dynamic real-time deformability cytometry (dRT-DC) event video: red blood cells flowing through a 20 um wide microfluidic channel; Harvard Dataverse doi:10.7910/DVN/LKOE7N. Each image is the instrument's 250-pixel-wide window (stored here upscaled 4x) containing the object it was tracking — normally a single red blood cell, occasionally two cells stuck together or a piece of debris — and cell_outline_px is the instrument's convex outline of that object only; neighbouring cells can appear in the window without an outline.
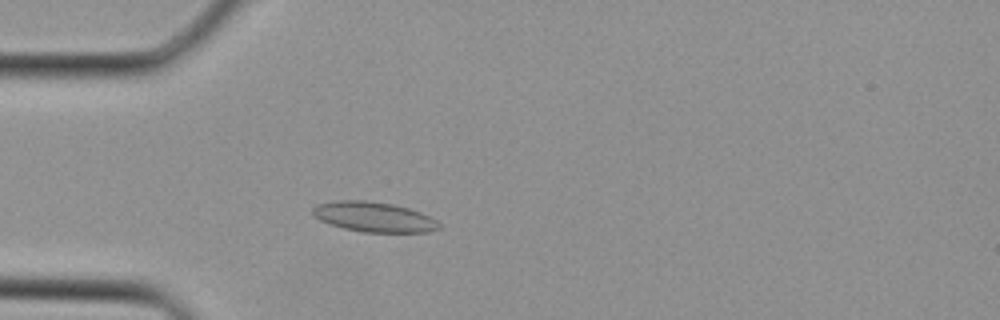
{"species": "Egyptian fruit bat (a non-hibernating species)", "species_latin": "Rousettus aegyptiacus", "temperature_condition": "cold", "stored_images_in_passage": 31, "camera_frame_rate_fps": 3000, "um_per_image_px": 0.085, "animal": {"sex": "female"}, "frame": {"image": 1, "passage_image": 6, "time_ms": 1.667, "image_size_px": [1000, 320], "cell_outline_px": [[440, 228], [428, 232], [364, 232], [344, 228], [320, 220], [312, 216], [312, 208], [316, 204], [332, 200], [368, 200], [392, 204], [408, 208], [420, 212], [436, 220], [440, 224]], "centroid_in_image_um": [31.74, 18.42], "position_along_channel_um": 53.3, "area_um2": 22.14}}
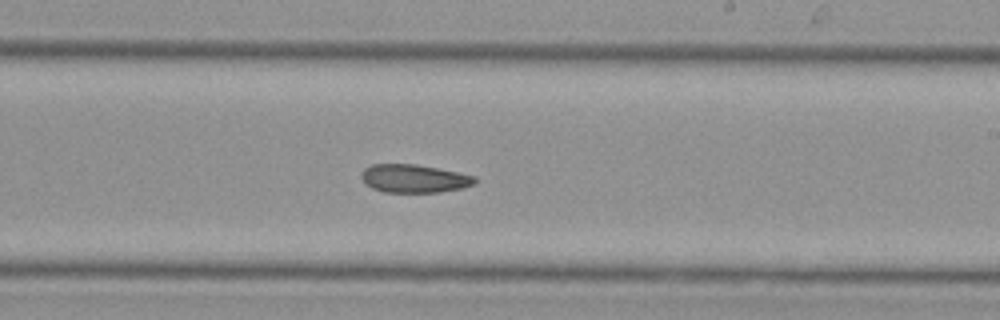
{"frame": {"image": 2, "passage_image": 17, "time_ms": 5.333, "image_size_px": [1000, 320], "cell_outline_px": [[476, 184], [460, 188], [440, 192], [384, 192], [372, 188], [364, 184], [360, 176], [360, 172], [364, 168], [372, 164], [416, 164], [476, 176]], "centroid_in_image_um": [35.15, 15.17], "position_along_channel_um": 253.9, "area_um2": 18.73}}
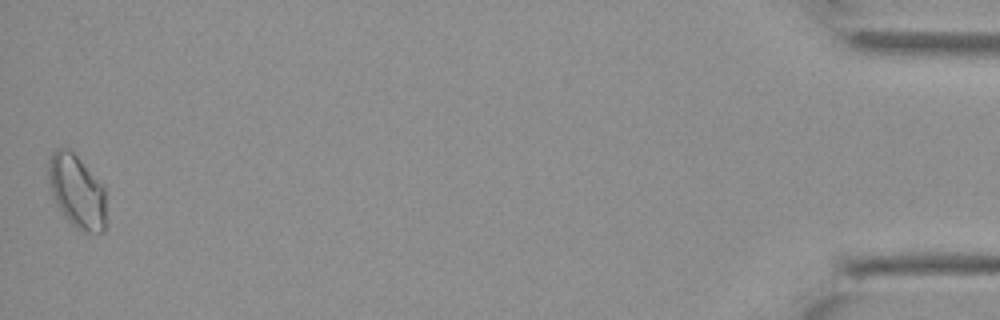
{"frame": {"image": 3, "passage_image": 31, "time_ms": 10.0, "image_size_px": [1000, 320], "cell_outline_px": [[104, 232], [84, 232], [76, 228], [64, 216], [56, 204], [52, 196], [48, 176], [48, 164], [52, 152], [56, 148], [68, 148], [76, 156], [104, 188]], "centroid_in_image_um": [6.49, 16.27], "position_along_channel_um": 428.7, "area_um2": 24.04}}